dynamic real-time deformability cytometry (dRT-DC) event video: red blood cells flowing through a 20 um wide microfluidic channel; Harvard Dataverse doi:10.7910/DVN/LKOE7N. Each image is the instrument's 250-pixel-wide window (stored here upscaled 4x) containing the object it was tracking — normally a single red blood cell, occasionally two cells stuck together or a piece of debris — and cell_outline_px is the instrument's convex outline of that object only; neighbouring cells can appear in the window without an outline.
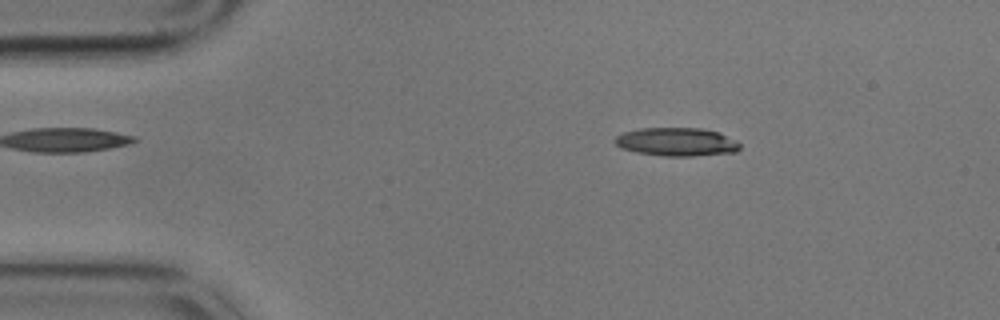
{"species": "common noctule bat (a hibernating species)", "species_latin": "Nyctalus noctula", "temperature_condition": "cold", "stored_images_in_passage": 57, "camera_frame_rate_fps": 3000, "um_per_image_px": 0.085, "animal": {"sex": "male", "body_mass_g": 17.9}, "frame": {"image": 1, "passage_image": 9, "time_ms": 2.667, "image_size_px": [1000, 320], "cell_outline_px": [[740, 148], [736, 152], [692, 156], [664, 156], [636, 152], [620, 148], [612, 140], [616, 136], [624, 132], [640, 128], [700, 128], [720, 132], [736, 140], [740, 144]], "centroid_in_image_um": [57.51, 12.06], "position_along_channel_um": 27.5, "area_um2": 20.81}}
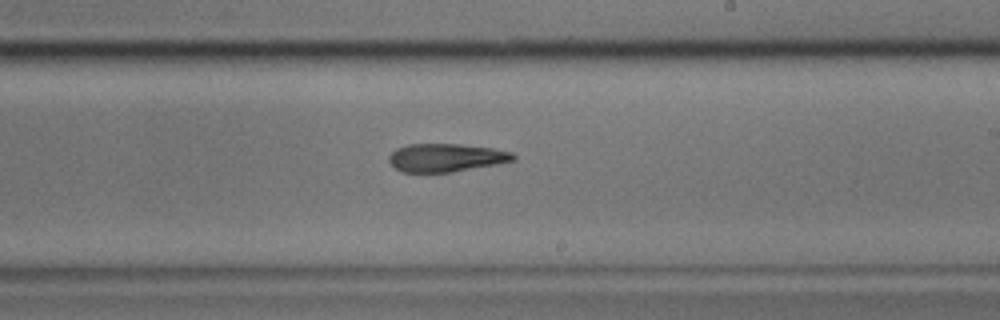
{"frame": {"image": 2, "passage_image": 33, "time_ms": 10.667, "image_size_px": [1000, 320], "cell_outline_px": [[516, 160], [500, 164], [452, 172], [404, 172], [396, 168], [388, 160], [388, 156], [396, 148], [408, 144], [460, 144], [492, 148], [512, 152], [516, 156]], "centroid_in_image_um": [37.95, 13.4], "position_along_channel_um": 251.1, "area_um2": 20.52}}
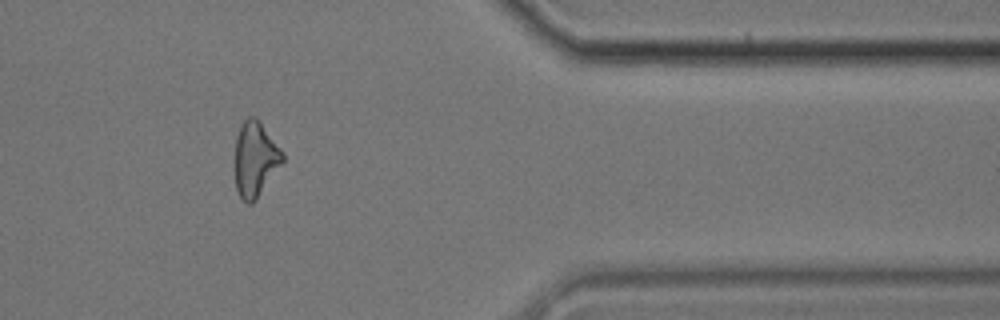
{"frame": {"image": 3, "passage_image": 47, "time_ms": 15.333, "image_size_px": [1000, 320], "cell_outline_px": [[284, 160], [256, 200], [252, 204], [248, 204], [240, 196], [236, 188], [232, 164], [236, 136], [240, 124], [248, 116], [256, 116], [260, 120], [284, 152]], "centroid_in_image_um": [21.65, 13.49], "position_along_channel_um": 389.7, "area_um2": 21.62}, "authors_computed_cell_mechanics": {"area_um2": 20.9236, "velocity_mm_per_s": 3.4492, "shape_relaxation_time_tau1_ms": null, "shape_relaxation_time_tau2_ms": 9.9741, "deformation_change_tau1": null, "deformation_change_tau2": 0.2256}}